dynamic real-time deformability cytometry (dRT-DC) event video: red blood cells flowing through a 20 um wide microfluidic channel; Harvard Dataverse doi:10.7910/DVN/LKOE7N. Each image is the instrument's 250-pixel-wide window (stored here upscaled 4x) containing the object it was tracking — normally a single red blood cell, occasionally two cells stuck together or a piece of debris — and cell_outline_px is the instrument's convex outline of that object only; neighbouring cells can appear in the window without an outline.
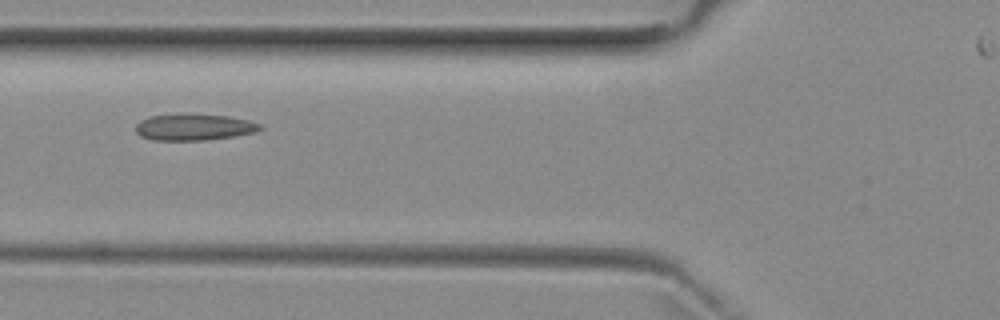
{"species": "common noctule bat (a hibernating species)", "species_latin": "Nyctalus noctula", "temperature_condition": "room temperature", "stored_images_in_passage": 3, "camera_frame_rate_fps": 3000, "um_per_image_px": 0.085, "animal": {"sex": "female", "body_mass_g": 29.2, "forearm_length_mm": 56.3}, "frame": {"image": 1, "passage_image": 3, "time_ms": 3.0, "image_size_px": [1000, 320], "cell_outline_px": [[264, 128], [256, 132], [236, 136], [204, 140], [152, 140], [140, 136], [136, 132], [136, 124], [140, 120], [148, 116], [228, 116], [248, 120], [260, 124]], "centroid_in_image_um": [16.51, 10.85], "position_along_channel_um": 109.3, "area_um2": 18.55}}